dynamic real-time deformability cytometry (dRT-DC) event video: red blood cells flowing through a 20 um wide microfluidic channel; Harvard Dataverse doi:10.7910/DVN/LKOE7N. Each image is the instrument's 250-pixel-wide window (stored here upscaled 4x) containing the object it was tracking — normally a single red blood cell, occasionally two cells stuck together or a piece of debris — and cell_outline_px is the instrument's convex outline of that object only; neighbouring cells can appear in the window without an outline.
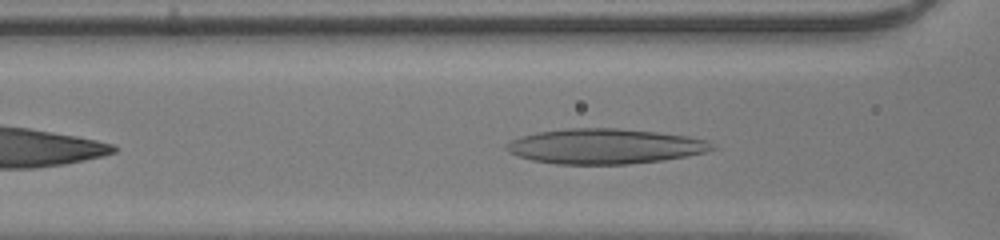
{"species": "human", "species_latin": "Homo sapiens", "temperature_condition": "room temperature", "stored_images_in_passage": 29, "camera_frame_rate_fps": 3000, "um_per_image_px": 0.085, "donor": {"sex": "male"}, "frame": {"image": 1, "passage_image": 7, "time_ms": 2.0, "image_size_px": [1000, 240], "cell_outline_px": [[716, 148], [704, 152], [688, 156], [664, 160], [628, 164], [556, 164], [532, 160], [516, 156], [508, 152], [504, 148], [508, 140], [520, 136], [536, 132], [564, 128], [620, 128], [656, 132], [688, 136], [708, 140], [716, 144]], "centroid_in_image_um": [51.39, 12.43], "position_along_channel_um": 115.2, "area_um2": 42.6}}
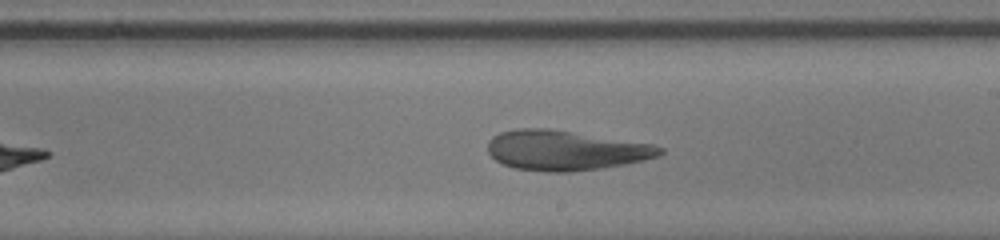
{"frame": {"image": 2, "passage_image": 16, "time_ms": 5.0, "image_size_px": [1000, 240], "cell_outline_px": [[664, 152], [660, 156], [644, 160], [624, 164], [600, 168], [568, 172], [544, 172], [516, 168], [504, 164], [496, 160], [488, 152], [488, 140], [492, 136], [500, 132], [516, 128], [548, 128], [652, 144], [664, 148]], "centroid_in_image_um": [48.05, 12.77], "position_along_channel_um": 241.0, "area_um2": 40.0}}
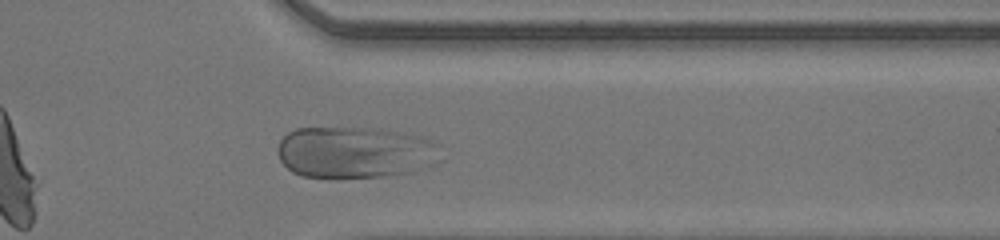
{"frame": {"image": 3, "passage_image": 26, "time_ms": 8.333, "image_size_px": [1000, 240], "cell_outline_px": [[440, 144], [404, 172], [384, 176], [336, 180], [300, 176], [292, 172], [280, 160], [276, 148], [280, 140], [288, 132], [296, 128], [372, 128], [420, 136], [432, 140]], "centroid_in_image_um": [29.82, 12.95], "position_along_channel_um": 381.6, "area_um2": 47.4}}